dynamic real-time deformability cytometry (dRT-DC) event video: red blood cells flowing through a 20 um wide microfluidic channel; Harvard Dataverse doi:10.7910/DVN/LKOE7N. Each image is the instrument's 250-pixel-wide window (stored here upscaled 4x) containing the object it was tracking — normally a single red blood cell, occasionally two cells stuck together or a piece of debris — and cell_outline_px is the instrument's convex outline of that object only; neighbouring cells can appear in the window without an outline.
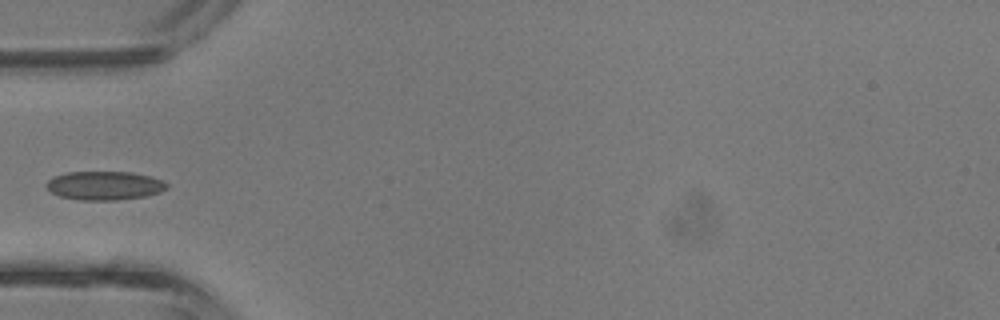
{"species": "common noctule bat (a hibernating species)", "species_latin": "Nyctalus noctula", "temperature_condition": "room temperature", "stored_images_in_passage": 5, "camera_frame_rate_fps": 3000, "um_per_image_px": 0.085, "animal": {"sex": "male", "body_mass_g": 13.3}, "frame": {"image": 1, "passage_image": 5, "time_ms": 1.333, "image_size_px": [1000, 320], "cell_outline_px": [[168, 188], [160, 192], [144, 196], [116, 200], [80, 200], [60, 196], [52, 192], [44, 184], [52, 176], [64, 172], [132, 172], [152, 176], [164, 180], [168, 184]], "centroid_in_image_um": [8.89, 15.76], "position_along_channel_um": 76.1, "area_um2": 20.35}}